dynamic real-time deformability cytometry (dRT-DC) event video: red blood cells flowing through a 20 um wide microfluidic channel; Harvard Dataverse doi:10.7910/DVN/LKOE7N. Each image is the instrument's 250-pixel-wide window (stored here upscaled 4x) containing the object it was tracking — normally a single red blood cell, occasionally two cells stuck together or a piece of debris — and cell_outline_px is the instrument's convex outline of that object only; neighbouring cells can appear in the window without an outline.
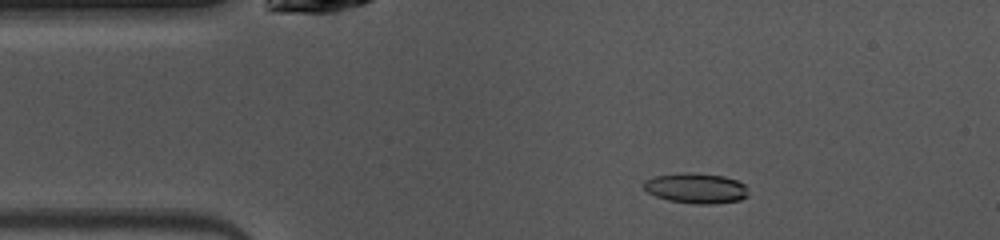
{"species": "common noctule bat (a hibernating species)", "species_latin": "Nyctalus noctula", "temperature_condition": "warm", "stored_images_in_passage": 46, "camera_frame_rate_fps": 3000, "um_per_image_px": 0.085, "animal": {"sex": "female", "body_mass_g": 10.0, "forearm_length_mm": 53.1}, "frame": {"image": 1, "passage_image": 6, "time_ms": 1.667, "image_size_px": [1000, 240], "cell_outline_px": [[748, 196], [740, 200], [716, 204], [696, 204], [668, 200], [656, 196], [648, 192], [640, 184], [644, 180], [652, 176], [684, 172], [688, 172], [724, 176], [736, 180], [744, 184], [748, 188]], "centroid_in_image_um": [59.14, 15.99], "position_along_channel_um": 25.9, "area_um2": 18.73}}
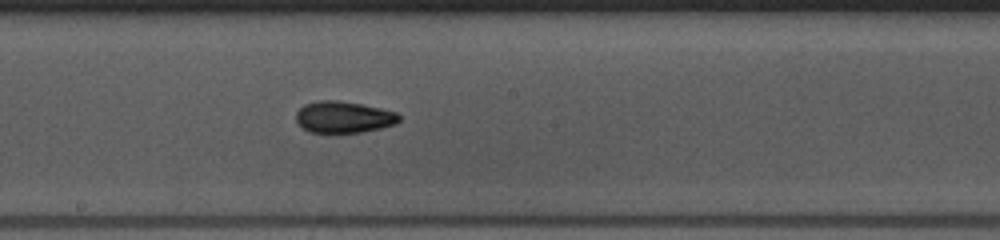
{"frame": {"image": 2, "passage_image": 23, "time_ms": 7.333, "image_size_px": [1000, 240], "cell_outline_px": [[400, 120], [396, 124], [380, 128], [360, 132], [336, 136], [308, 132], [300, 128], [296, 120], [296, 112], [304, 104], [316, 100], [336, 100], [360, 104], [380, 108], [396, 112], [400, 116]], "centroid_in_image_um": [29.14, 10.0], "position_along_channel_um": 219.1, "area_um2": 19.77}}
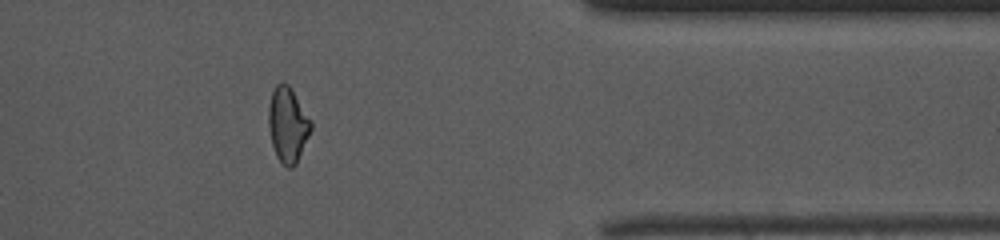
{"frame": {"image": 3, "passage_image": 37, "time_ms": 12.0, "image_size_px": [1000, 240], "cell_outline_px": [[312, 128], [296, 164], [292, 168], [288, 168], [276, 156], [272, 144], [268, 124], [268, 108], [272, 92], [276, 84], [280, 80], [288, 84], [312, 120]], "centroid_in_image_um": [24.46, 10.57], "position_along_channel_um": 386.9, "area_um2": 18.55}, "authors_computed_cell_mechanics": {"area_um2": 18.5249, "velocity_mm_per_s": 4.0852, "shape_relaxation_time_tau1_ms": 4.7329, "shape_relaxation_time_tau2_ms": 3.9671, "deformation_change_tau1": 0.1752, "deformation_change_tau2": 0.0836}}